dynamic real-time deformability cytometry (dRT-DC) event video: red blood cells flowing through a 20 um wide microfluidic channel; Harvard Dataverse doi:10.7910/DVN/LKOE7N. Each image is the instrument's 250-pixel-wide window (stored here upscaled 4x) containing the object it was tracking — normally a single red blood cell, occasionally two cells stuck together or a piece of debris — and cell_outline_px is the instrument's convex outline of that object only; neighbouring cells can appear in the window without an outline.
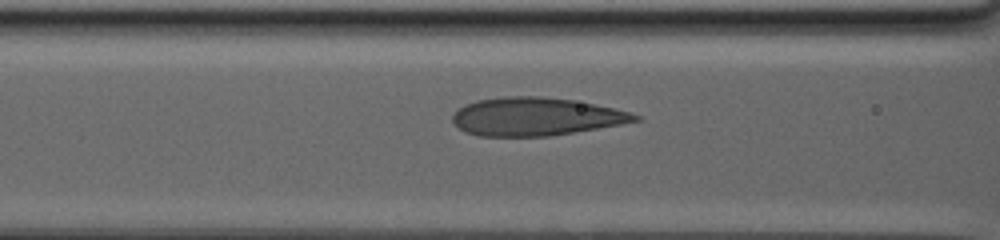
{"species": "human", "species_latin": "Homo sapiens", "temperature_condition": "warm", "stored_images_in_passage": 65, "camera_frame_rate_fps": 3000, "um_per_image_px": 0.085, "donor": {"sex": "male"}, "frame": {"image": 1, "passage_image": 29, "time_ms": 9.333, "image_size_px": [1000, 240], "cell_outline_px": [[640, 120], [620, 124], [552, 136], [480, 136], [464, 132], [452, 120], [452, 116], [460, 108], [476, 100], [504, 96], [540, 96], [572, 100], [612, 108], [628, 112], [640, 116]], "centroid_in_image_um": [45.51, 9.91], "position_along_channel_um": 121.1, "area_um2": 40.06}}
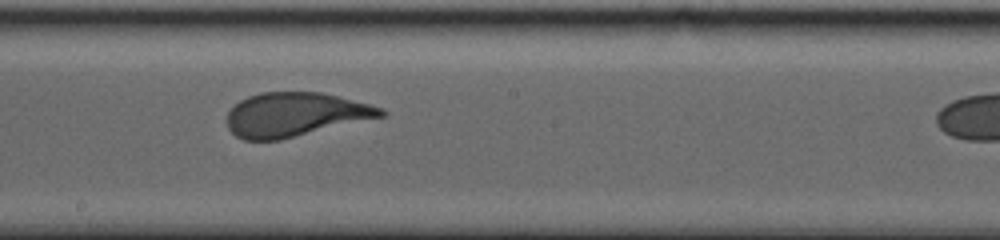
{"frame": {"image": 2, "passage_image": 41, "time_ms": 13.333, "image_size_px": [1000, 240], "cell_outline_px": [[388, 116], [280, 140], [244, 140], [236, 136], [228, 128], [224, 120], [228, 112], [240, 100], [248, 96], [260, 92], [320, 92], [384, 108], [388, 112]], "centroid_in_image_um": [25.1, 9.75], "position_along_channel_um": 223.1, "area_um2": 39.82}}
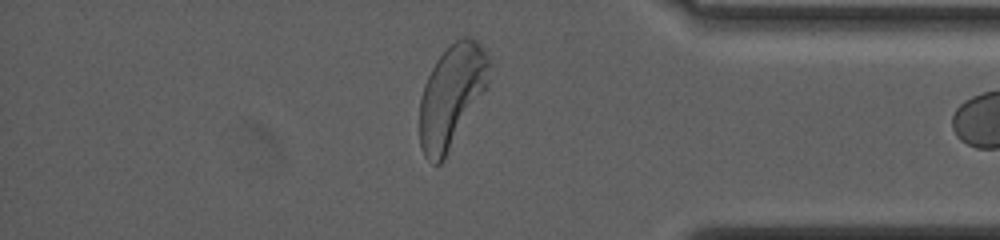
{"frame": {"image": 3, "passage_image": 63, "time_ms": 20.667, "image_size_px": [1000, 240], "cell_outline_px": [[492, 64], [488, 88], [444, 160], [440, 164], [432, 164], [424, 156], [420, 144], [420, 96], [424, 84], [436, 60], [456, 40], [464, 36], [468, 36], [476, 40], [484, 48]], "centroid_in_image_um": [38.42, 8.16], "position_along_channel_um": 396.8, "area_um2": 42.08}}